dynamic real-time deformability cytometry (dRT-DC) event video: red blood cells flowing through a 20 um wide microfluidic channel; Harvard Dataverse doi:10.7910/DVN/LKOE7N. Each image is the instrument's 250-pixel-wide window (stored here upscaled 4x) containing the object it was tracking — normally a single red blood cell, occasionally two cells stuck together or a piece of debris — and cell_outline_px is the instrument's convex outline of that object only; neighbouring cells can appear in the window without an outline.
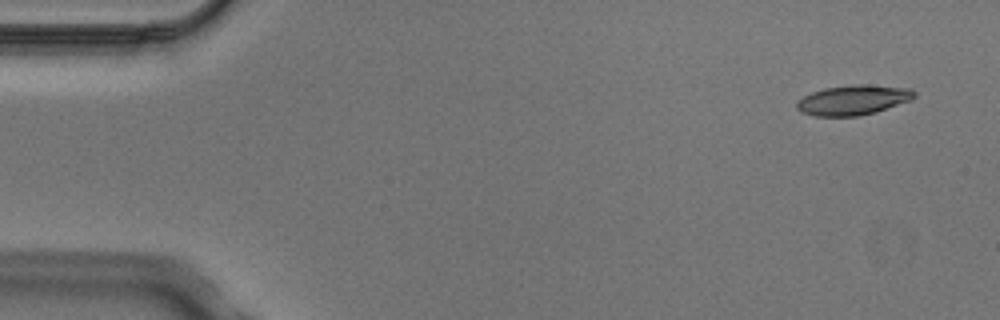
{"species": "Egyptian fruit bat (a non-hibernating species)", "species_latin": "Rousettus aegyptiacus", "temperature_condition": "cold", "stored_images_in_passage": 5, "segment_of_instrument_passage": [1, 2], "camera_frame_rate_fps": 3000, "um_per_image_px": 0.085, "animal": {"sex": "male"}, "frame": {"image": 1, "passage_image": 1, "time_ms": 0.0, "image_size_px": [1000, 320], "cell_outline_px": [[916, 96], [912, 100], [876, 112], [860, 116], [812, 116], [800, 112], [796, 108], [796, 100], [812, 92], [824, 88], [852, 84], [864, 84], [912, 88], [916, 92]], "centroid_in_image_um": [72.52, 8.5], "position_along_channel_um": 12.5, "area_um2": 20.87}}
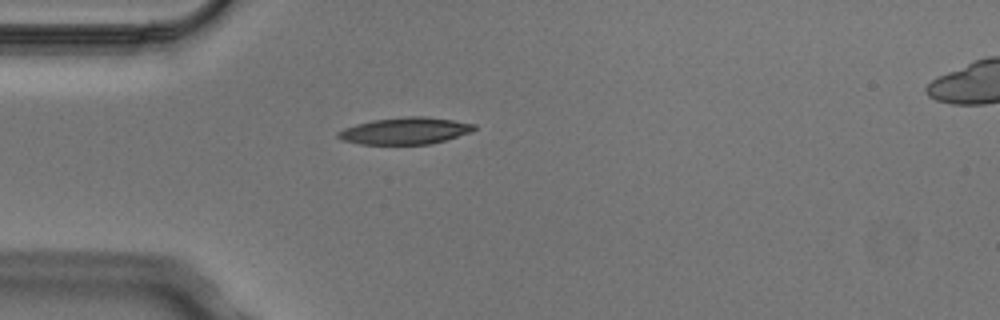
{"frame": {"image": 2, "passage_image": 4, "time_ms": 1.0, "image_size_px": [1000, 320], "cell_outline_px": [[476, 128], [472, 132], [444, 140], [428, 144], [360, 144], [344, 140], [336, 136], [336, 132], [344, 128], [356, 124], [372, 120], [408, 116], [424, 116], [452, 120], [476, 124]], "centroid_in_image_um": [34.43, 11.11], "position_along_channel_um": 50.6, "area_um2": 21.15}}